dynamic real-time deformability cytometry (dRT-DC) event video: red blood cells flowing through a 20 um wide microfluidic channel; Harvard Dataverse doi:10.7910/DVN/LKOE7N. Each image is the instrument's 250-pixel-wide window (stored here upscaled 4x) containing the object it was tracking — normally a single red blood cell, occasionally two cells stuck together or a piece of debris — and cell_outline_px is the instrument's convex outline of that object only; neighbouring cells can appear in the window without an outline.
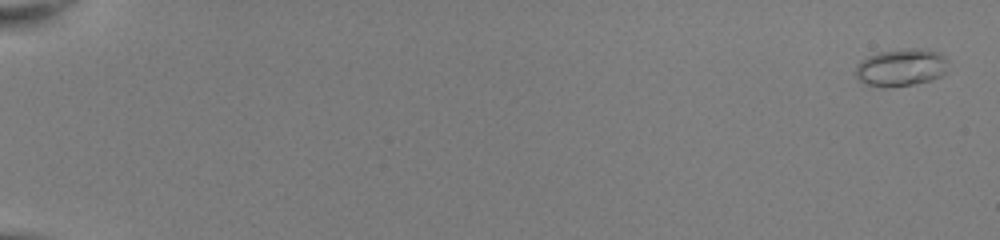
{"species": "common noctule bat (a hibernating species)", "species_latin": "Nyctalus noctula", "temperature_condition": "room temperature", "stored_images_in_passage": 53, "camera_frame_rate_fps": 3000, "um_per_image_px": 0.085, "animal": {"sex": "female", "body_mass_g": 22.0, "forearm_length_mm": 56.7}, "frame": {"image": 1, "passage_image": 2, "time_ms": 0.333, "image_size_px": [1000, 240], "cell_outline_px": [[948, 72], [932, 80], [912, 84], [884, 88], [864, 84], [856, 76], [856, 64], [868, 56], [880, 52], [904, 48], [920, 48], [940, 52], [948, 60]], "centroid_in_image_um": [76.63, 5.73], "position_along_channel_um": 8.4, "area_um2": 20.52}}
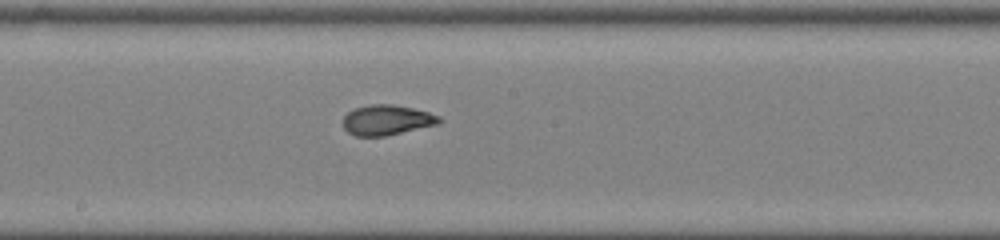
{"frame": {"image": 2, "passage_image": 32, "time_ms": 10.333, "image_size_px": [1000, 240], "cell_outline_px": [[444, 120], [440, 124], [384, 136], [356, 136], [348, 132], [344, 128], [344, 116], [348, 112], [356, 108], [372, 104], [392, 104], [412, 108], [428, 112], [440, 116]], "centroid_in_image_um": [32.92, 10.2], "position_along_channel_um": 215.3, "area_um2": 16.88}}
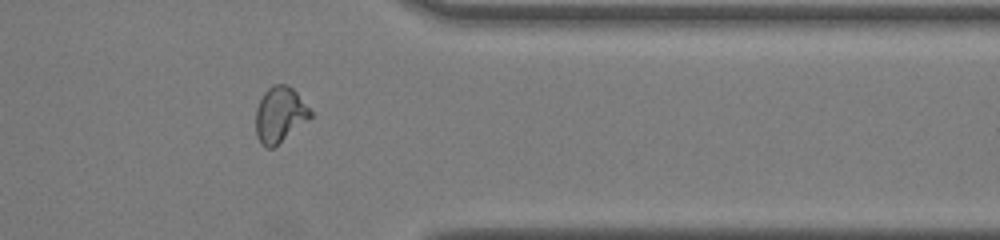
{"frame": {"image": 3, "passage_image": 45, "time_ms": 14.667, "image_size_px": [1000, 240], "cell_outline_px": [[312, 116], [308, 120], [272, 148], [264, 148], [260, 144], [256, 136], [256, 108], [264, 92], [272, 84], [288, 84], [296, 92], [312, 112]], "centroid_in_image_um": [23.76, 9.74], "position_along_channel_um": 387.6, "area_um2": 17.63}, "authors_computed_cell_mechanics": {"area_um2": 17.2244, "velocity_mm_per_s": 4.0665, "shape_relaxation_time_tau1_ms": 10.1645, "shape_relaxation_time_tau2_ms": 0.9747, "deformation_change_tau1": 0.2575, "deformation_change_tau2": 0.0634}}